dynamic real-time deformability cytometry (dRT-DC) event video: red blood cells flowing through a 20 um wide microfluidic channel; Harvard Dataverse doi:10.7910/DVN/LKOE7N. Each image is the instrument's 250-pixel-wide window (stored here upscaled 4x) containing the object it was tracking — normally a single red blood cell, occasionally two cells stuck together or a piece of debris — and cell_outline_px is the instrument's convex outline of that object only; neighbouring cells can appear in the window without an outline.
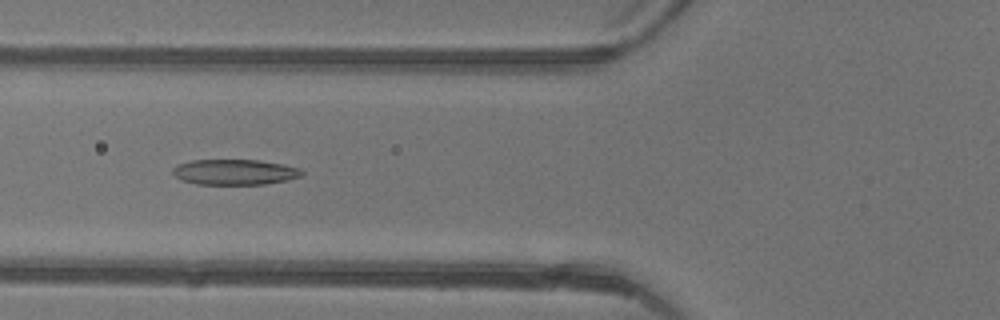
{"species": "common noctule bat (a hibernating species)", "species_latin": "Nyctalus noctula", "temperature_condition": "warm", "stored_images_in_passage": 46, "camera_frame_rate_fps": 3000, "um_per_image_px": 0.085, "animal": {"sex": "female"}, "frame": {"image": 1, "passage_image": 18, "time_ms": 5.667, "image_size_px": [1000, 320], "cell_outline_px": [[304, 176], [288, 180], [264, 184], [196, 184], [180, 180], [172, 172], [172, 168], [176, 164], [192, 160], [260, 160], [284, 164], [300, 168], [304, 172]], "centroid_in_image_um": [19.97, 14.62], "position_along_channel_um": 105.8, "area_um2": 19.42}}
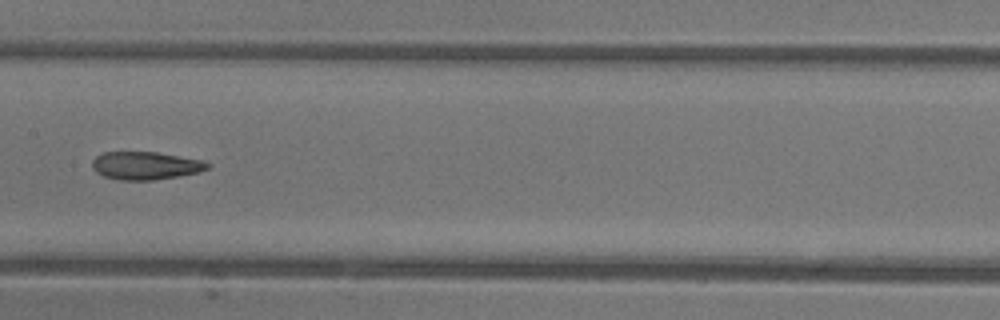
{"frame": {"image": 2, "passage_image": 24, "time_ms": 7.667, "image_size_px": [1000, 320], "cell_outline_px": [[212, 164], [208, 168], [200, 172], [152, 180], [120, 180], [104, 176], [96, 172], [92, 168], [92, 160], [96, 156], [104, 152], [156, 152], [204, 160]], "centroid_in_image_um": [12.38, 14.07], "position_along_channel_um": 195.0, "area_um2": 18.79}}
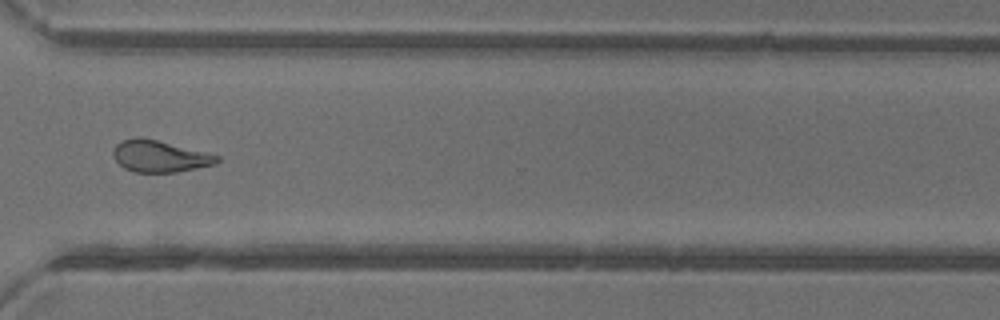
{"frame": {"image": 3, "passage_image": 35, "time_ms": 11.333, "image_size_px": [1000, 320], "cell_outline_px": [[220, 160], [216, 164], [176, 172], [132, 172], [124, 168], [112, 156], [112, 152], [116, 144], [120, 140], [136, 136], [140, 136], [220, 156]], "centroid_in_image_um": [13.52, 13.28], "position_along_channel_um": 357.1, "area_um2": 19.13}, "authors_computed_cell_mechanics": {"area_um2": 20.1144, "velocity_mm_per_s": 4.4297, "shape_relaxation_time_tau1_ms": null, "shape_relaxation_time_tau2_ms": 3.8369, "deformation_change_tau1": null, "deformation_change_tau2": 0.1421}}